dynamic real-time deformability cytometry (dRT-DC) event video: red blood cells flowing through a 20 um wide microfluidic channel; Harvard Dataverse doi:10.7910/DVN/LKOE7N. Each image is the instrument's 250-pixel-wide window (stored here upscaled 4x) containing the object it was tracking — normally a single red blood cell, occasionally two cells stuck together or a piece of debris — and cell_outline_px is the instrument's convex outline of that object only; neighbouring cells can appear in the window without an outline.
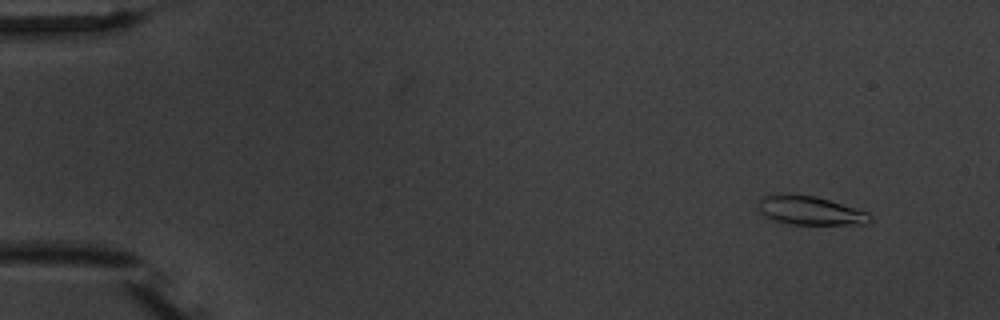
{"species": "common noctule bat (a hibernating species)", "species_latin": "Nyctalus noctula", "temperature_condition": "warm", "stored_images_in_passage": 6, "camera_frame_rate_fps": 3000, "um_per_image_px": 0.085, "animal": {"sex": "male", "body_mass_g": 20.1, "forearm_length_mm": 53.5}, "frame": {"image": 1, "passage_image": 2, "time_ms": 1.0, "image_size_px": [1000, 320], "cell_outline_px": [[872, 220], [864, 224], [788, 224], [764, 216], [760, 212], [760, 200], [764, 196], [780, 192], [792, 192], [816, 196], [868, 212], [872, 216]], "centroid_in_image_um": [68.84, 17.86], "position_along_channel_um": 16.2, "area_um2": 18.9}}